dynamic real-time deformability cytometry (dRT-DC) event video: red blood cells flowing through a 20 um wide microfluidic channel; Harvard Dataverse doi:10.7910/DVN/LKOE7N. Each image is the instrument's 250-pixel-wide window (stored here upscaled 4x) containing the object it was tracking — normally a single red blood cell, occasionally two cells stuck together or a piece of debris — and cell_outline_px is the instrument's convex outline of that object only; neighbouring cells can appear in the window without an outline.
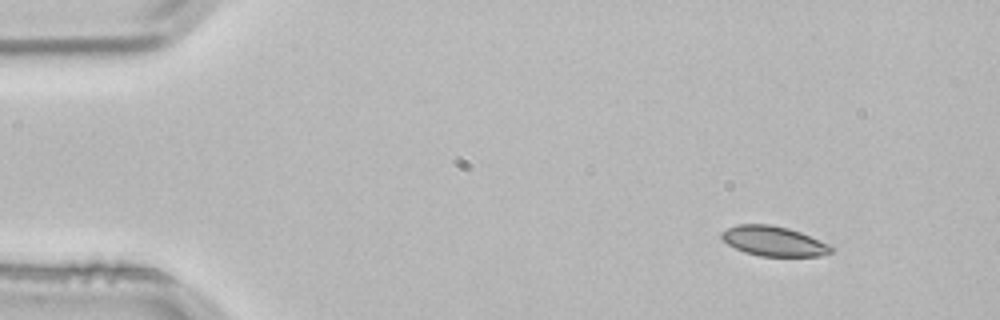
{"species": "common noctule bat (a hibernating species)", "species_latin": "Nyctalus noctula", "temperature_condition": "room temperature", "stored_images_in_passage": 2, "camera_frame_rate_fps": 3000, "um_per_image_px": 0.085, "animal": {"sex": "male", "body_mass_g": 21.5, "forearm_length_mm": 52.0}, "frame": {"image": 1, "passage_image": 1, "time_ms": 0.0, "image_size_px": [1000, 320], "cell_outline_px": [[836, 248], [832, 252], [820, 256], [760, 256], [744, 252], [728, 244], [720, 236], [720, 232], [736, 224], [768, 224], [788, 228], [800, 232], [832, 244]], "centroid_in_image_um": [65.81, 20.5], "position_along_channel_um": 19.2, "area_um2": 19.25}}